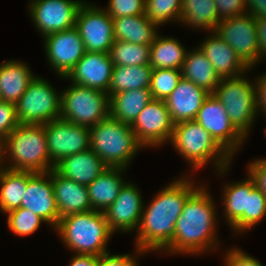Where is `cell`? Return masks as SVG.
Instances as JSON below:
<instances>
[{
	"mask_svg": "<svg viewBox=\"0 0 266 266\" xmlns=\"http://www.w3.org/2000/svg\"><path fill=\"white\" fill-rule=\"evenodd\" d=\"M75 28L87 52L109 53L115 38L113 18L105 8L84 1L77 13Z\"/></svg>",
	"mask_w": 266,
	"mask_h": 266,
	"instance_id": "obj_10",
	"label": "cell"
},
{
	"mask_svg": "<svg viewBox=\"0 0 266 266\" xmlns=\"http://www.w3.org/2000/svg\"><path fill=\"white\" fill-rule=\"evenodd\" d=\"M109 55L114 66L149 65L150 45L114 40Z\"/></svg>",
	"mask_w": 266,
	"mask_h": 266,
	"instance_id": "obj_34",
	"label": "cell"
},
{
	"mask_svg": "<svg viewBox=\"0 0 266 266\" xmlns=\"http://www.w3.org/2000/svg\"><path fill=\"white\" fill-rule=\"evenodd\" d=\"M266 216V195L255 186L252 179V193L248 203V231Z\"/></svg>",
	"mask_w": 266,
	"mask_h": 266,
	"instance_id": "obj_38",
	"label": "cell"
},
{
	"mask_svg": "<svg viewBox=\"0 0 266 266\" xmlns=\"http://www.w3.org/2000/svg\"><path fill=\"white\" fill-rule=\"evenodd\" d=\"M108 116L107 93L73 83L62 91L61 119L90 128Z\"/></svg>",
	"mask_w": 266,
	"mask_h": 266,
	"instance_id": "obj_8",
	"label": "cell"
},
{
	"mask_svg": "<svg viewBox=\"0 0 266 266\" xmlns=\"http://www.w3.org/2000/svg\"><path fill=\"white\" fill-rule=\"evenodd\" d=\"M114 64L109 53L85 52L65 77L71 83L100 90L108 94Z\"/></svg>",
	"mask_w": 266,
	"mask_h": 266,
	"instance_id": "obj_19",
	"label": "cell"
},
{
	"mask_svg": "<svg viewBox=\"0 0 266 266\" xmlns=\"http://www.w3.org/2000/svg\"><path fill=\"white\" fill-rule=\"evenodd\" d=\"M174 125L166 102L152 99L131 124V128L144 147H158L170 142Z\"/></svg>",
	"mask_w": 266,
	"mask_h": 266,
	"instance_id": "obj_14",
	"label": "cell"
},
{
	"mask_svg": "<svg viewBox=\"0 0 266 266\" xmlns=\"http://www.w3.org/2000/svg\"><path fill=\"white\" fill-rule=\"evenodd\" d=\"M7 214L8 229L18 236H28L36 232L45 222L38 215L26 208H18Z\"/></svg>",
	"mask_w": 266,
	"mask_h": 266,
	"instance_id": "obj_37",
	"label": "cell"
},
{
	"mask_svg": "<svg viewBox=\"0 0 266 266\" xmlns=\"http://www.w3.org/2000/svg\"><path fill=\"white\" fill-rule=\"evenodd\" d=\"M55 232L74 254L94 256L109 252L107 245L114 234L104 213L95 210L59 219Z\"/></svg>",
	"mask_w": 266,
	"mask_h": 266,
	"instance_id": "obj_5",
	"label": "cell"
},
{
	"mask_svg": "<svg viewBox=\"0 0 266 266\" xmlns=\"http://www.w3.org/2000/svg\"><path fill=\"white\" fill-rule=\"evenodd\" d=\"M124 168L108 167L102 174L87 185L91 207L104 212L117 198L122 186L126 183L121 175Z\"/></svg>",
	"mask_w": 266,
	"mask_h": 266,
	"instance_id": "obj_26",
	"label": "cell"
},
{
	"mask_svg": "<svg viewBox=\"0 0 266 266\" xmlns=\"http://www.w3.org/2000/svg\"><path fill=\"white\" fill-rule=\"evenodd\" d=\"M215 32L220 36L240 59L250 68L258 66V39L255 17L243 14L233 18L222 19Z\"/></svg>",
	"mask_w": 266,
	"mask_h": 266,
	"instance_id": "obj_12",
	"label": "cell"
},
{
	"mask_svg": "<svg viewBox=\"0 0 266 266\" xmlns=\"http://www.w3.org/2000/svg\"><path fill=\"white\" fill-rule=\"evenodd\" d=\"M182 0H146L145 15L157 26L181 19Z\"/></svg>",
	"mask_w": 266,
	"mask_h": 266,
	"instance_id": "obj_35",
	"label": "cell"
},
{
	"mask_svg": "<svg viewBox=\"0 0 266 266\" xmlns=\"http://www.w3.org/2000/svg\"><path fill=\"white\" fill-rule=\"evenodd\" d=\"M245 7L255 18H266V0H245Z\"/></svg>",
	"mask_w": 266,
	"mask_h": 266,
	"instance_id": "obj_47",
	"label": "cell"
},
{
	"mask_svg": "<svg viewBox=\"0 0 266 266\" xmlns=\"http://www.w3.org/2000/svg\"><path fill=\"white\" fill-rule=\"evenodd\" d=\"M144 252L136 248V256L129 254H111L110 252L104 253L99 256L98 266H138L137 258L143 255ZM138 256V257H137Z\"/></svg>",
	"mask_w": 266,
	"mask_h": 266,
	"instance_id": "obj_42",
	"label": "cell"
},
{
	"mask_svg": "<svg viewBox=\"0 0 266 266\" xmlns=\"http://www.w3.org/2000/svg\"><path fill=\"white\" fill-rule=\"evenodd\" d=\"M38 75L28 85L25 93L15 104L20 124L44 125L60 118L61 93Z\"/></svg>",
	"mask_w": 266,
	"mask_h": 266,
	"instance_id": "obj_9",
	"label": "cell"
},
{
	"mask_svg": "<svg viewBox=\"0 0 266 266\" xmlns=\"http://www.w3.org/2000/svg\"><path fill=\"white\" fill-rule=\"evenodd\" d=\"M52 185L59 219L93 210L87 186L64 178L52 169Z\"/></svg>",
	"mask_w": 266,
	"mask_h": 266,
	"instance_id": "obj_23",
	"label": "cell"
},
{
	"mask_svg": "<svg viewBox=\"0 0 266 266\" xmlns=\"http://www.w3.org/2000/svg\"><path fill=\"white\" fill-rule=\"evenodd\" d=\"M22 61L9 60L0 64V100L16 104L36 76Z\"/></svg>",
	"mask_w": 266,
	"mask_h": 266,
	"instance_id": "obj_25",
	"label": "cell"
},
{
	"mask_svg": "<svg viewBox=\"0 0 266 266\" xmlns=\"http://www.w3.org/2000/svg\"><path fill=\"white\" fill-rule=\"evenodd\" d=\"M28 10L42 37L75 27L83 0H30Z\"/></svg>",
	"mask_w": 266,
	"mask_h": 266,
	"instance_id": "obj_13",
	"label": "cell"
},
{
	"mask_svg": "<svg viewBox=\"0 0 266 266\" xmlns=\"http://www.w3.org/2000/svg\"><path fill=\"white\" fill-rule=\"evenodd\" d=\"M0 165L10 170L34 173L54 169L44 125L19 124L0 144Z\"/></svg>",
	"mask_w": 266,
	"mask_h": 266,
	"instance_id": "obj_3",
	"label": "cell"
},
{
	"mask_svg": "<svg viewBox=\"0 0 266 266\" xmlns=\"http://www.w3.org/2000/svg\"><path fill=\"white\" fill-rule=\"evenodd\" d=\"M182 78L178 69H154L151 75L150 91L153 99L166 100Z\"/></svg>",
	"mask_w": 266,
	"mask_h": 266,
	"instance_id": "obj_36",
	"label": "cell"
},
{
	"mask_svg": "<svg viewBox=\"0 0 266 266\" xmlns=\"http://www.w3.org/2000/svg\"><path fill=\"white\" fill-rule=\"evenodd\" d=\"M233 158L246 138L234 127L223 104L210 93L194 119Z\"/></svg>",
	"mask_w": 266,
	"mask_h": 266,
	"instance_id": "obj_11",
	"label": "cell"
},
{
	"mask_svg": "<svg viewBox=\"0 0 266 266\" xmlns=\"http://www.w3.org/2000/svg\"><path fill=\"white\" fill-rule=\"evenodd\" d=\"M191 177L184 175L174 179L143 208L135 231L137 249L145 254L155 251L161 253L171 243L175 236L176 221L185 202L199 188Z\"/></svg>",
	"mask_w": 266,
	"mask_h": 266,
	"instance_id": "obj_1",
	"label": "cell"
},
{
	"mask_svg": "<svg viewBox=\"0 0 266 266\" xmlns=\"http://www.w3.org/2000/svg\"><path fill=\"white\" fill-rule=\"evenodd\" d=\"M50 161L55 165L62 158L90 148L89 128L61 118L44 124Z\"/></svg>",
	"mask_w": 266,
	"mask_h": 266,
	"instance_id": "obj_15",
	"label": "cell"
},
{
	"mask_svg": "<svg viewBox=\"0 0 266 266\" xmlns=\"http://www.w3.org/2000/svg\"><path fill=\"white\" fill-rule=\"evenodd\" d=\"M258 39V63L266 59V18H255Z\"/></svg>",
	"mask_w": 266,
	"mask_h": 266,
	"instance_id": "obj_45",
	"label": "cell"
},
{
	"mask_svg": "<svg viewBox=\"0 0 266 266\" xmlns=\"http://www.w3.org/2000/svg\"><path fill=\"white\" fill-rule=\"evenodd\" d=\"M257 77L258 78L255 79V85L258 114L261 110V112H263V114L265 113L264 115L266 116V72Z\"/></svg>",
	"mask_w": 266,
	"mask_h": 266,
	"instance_id": "obj_46",
	"label": "cell"
},
{
	"mask_svg": "<svg viewBox=\"0 0 266 266\" xmlns=\"http://www.w3.org/2000/svg\"><path fill=\"white\" fill-rule=\"evenodd\" d=\"M246 253L240 248H230L224 255L225 266H263L258 259Z\"/></svg>",
	"mask_w": 266,
	"mask_h": 266,
	"instance_id": "obj_43",
	"label": "cell"
},
{
	"mask_svg": "<svg viewBox=\"0 0 266 266\" xmlns=\"http://www.w3.org/2000/svg\"><path fill=\"white\" fill-rule=\"evenodd\" d=\"M170 143L193 171L212 161L215 172L222 176L233 159L195 120L175 124Z\"/></svg>",
	"mask_w": 266,
	"mask_h": 266,
	"instance_id": "obj_4",
	"label": "cell"
},
{
	"mask_svg": "<svg viewBox=\"0 0 266 266\" xmlns=\"http://www.w3.org/2000/svg\"><path fill=\"white\" fill-rule=\"evenodd\" d=\"M245 73L237 77L221 78L212 93L224 106L234 127L245 137L257 119L256 85Z\"/></svg>",
	"mask_w": 266,
	"mask_h": 266,
	"instance_id": "obj_7",
	"label": "cell"
},
{
	"mask_svg": "<svg viewBox=\"0 0 266 266\" xmlns=\"http://www.w3.org/2000/svg\"><path fill=\"white\" fill-rule=\"evenodd\" d=\"M69 262V266H98L99 256L74 254Z\"/></svg>",
	"mask_w": 266,
	"mask_h": 266,
	"instance_id": "obj_48",
	"label": "cell"
},
{
	"mask_svg": "<svg viewBox=\"0 0 266 266\" xmlns=\"http://www.w3.org/2000/svg\"><path fill=\"white\" fill-rule=\"evenodd\" d=\"M30 171H16L0 165V210L8 213L21 207Z\"/></svg>",
	"mask_w": 266,
	"mask_h": 266,
	"instance_id": "obj_31",
	"label": "cell"
},
{
	"mask_svg": "<svg viewBox=\"0 0 266 266\" xmlns=\"http://www.w3.org/2000/svg\"><path fill=\"white\" fill-rule=\"evenodd\" d=\"M209 94L192 81L181 78L176 88L165 100L173 123L194 120Z\"/></svg>",
	"mask_w": 266,
	"mask_h": 266,
	"instance_id": "obj_21",
	"label": "cell"
},
{
	"mask_svg": "<svg viewBox=\"0 0 266 266\" xmlns=\"http://www.w3.org/2000/svg\"><path fill=\"white\" fill-rule=\"evenodd\" d=\"M89 136L90 148L111 168L126 169L138 151L144 148L131 124L110 116L90 127Z\"/></svg>",
	"mask_w": 266,
	"mask_h": 266,
	"instance_id": "obj_6",
	"label": "cell"
},
{
	"mask_svg": "<svg viewBox=\"0 0 266 266\" xmlns=\"http://www.w3.org/2000/svg\"><path fill=\"white\" fill-rule=\"evenodd\" d=\"M247 175H249L255 186L266 195V159H256L247 166Z\"/></svg>",
	"mask_w": 266,
	"mask_h": 266,
	"instance_id": "obj_44",
	"label": "cell"
},
{
	"mask_svg": "<svg viewBox=\"0 0 266 266\" xmlns=\"http://www.w3.org/2000/svg\"><path fill=\"white\" fill-rule=\"evenodd\" d=\"M199 188L187 199L175 224V236L163 254H204L218 249L217 209L207 187Z\"/></svg>",
	"mask_w": 266,
	"mask_h": 266,
	"instance_id": "obj_2",
	"label": "cell"
},
{
	"mask_svg": "<svg viewBox=\"0 0 266 266\" xmlns=\"http://www.w3.org/2000/svg\"><path fill=\"white\" fill-rule=\"evenodd\" d=\"M19 124L15 104L0 100V144Z\"/></svg>",
	"mask_w": 266,
	"mask_h": 266,
	"instance_id": "obj_40",
	"label": "cell"
},
{
	"mask_svg": "<svg viewBox=\"0 0 266 266\" xmlns=\"http://www.w3.org/2000/svg\"><path fill=\"white\" fill-rule=\"evenodd\" d=\"M152 71L150 65L114 66L108 96L132 89H149Z\"/></svg>",
	"mask_w": 266,
	"mask_h": 266,
	"instance_id": "obj_33",
	"label": "cell"
},
{
	"mask_svg": "<svg viewBox=\"0 0 266 266\" xmlns=\"http://www.w3.org/2000/svg\"><path fill=\"white\" fill-rule=\"evenodd\" d=\"M140 192L133 182L127 181L112 205L103 212L113 233L137 231L145 207Z\"/></svg>",
	"mask_w": 266,
	"mask_h": 266,
	"instance_id": "obj_17",
	"label": "cell"
},
{
	"mask_svg": "<svg viewBox=\"0 0 266 266\" xmlns=\"http://www.w3.org/2000/svg\"><path fill=\"white\" fill-rule=\"evenodd\" d=\"M220 78L237 77L251 69L217 33L211 32L198 46Z\"/></svg>",
	"mask_w": 266,
	"mask_h": 266,
	"instance_id": "obj_22",
	"label": "cell"
},
{
	"mask_svg": "<svg viewBox=\"0 0 266 266\" xmlns=\"http://www.w3.org/2000/svg\"><path fill=\"white\" fill-rule=\"evenodd\" d=\"M44 38L46 58L58 78H64L84 56L86 50L78 30L73 27L68 30L50 33Z\"/></svg>",
	"mask_w": 266,
	"mask_h": 266,
	"instance_id": "obj_16",
	"label": "cell"
},
{
	"mask_svg": "<svg viewBox=\"0 0 266 266\" xmlns=\"http://www.w3.org/2000/svg\"><path fill=\"white\" fill-rule=\"evenodd\" d=\"M146 0H109L105 7L112 18L145 14Z\"/></svg>",
	"mask_w": 266,
	"mask_h": 266,
	"instance_id": "obj_39",
	"label": "cell"
},
{
	"mask_svg": "<svg viewBox=\"0 0 266 266\" xmlns=\"http://www.w3.org/2000/svg\"><path fill=\"white\" fill-rule=\"evenodd\" d=\"M219 19L246 14L245 0H214Z\"/></svg>",
	"mask_w": 266,
	"mask_h": 266,
	"instance_id": "obj_41",
	"label": "cell"
},
{
	"mask_svg": "<svg viewBox=\"0 0 266 266\" xmlns=\"http://www.w3.org/2000/svg\"><path fill=\"white\" fill-rule=\"evenodd\" d=\"M107 168L102 159L89 148L62 158L55 164L54 170L64 178L87 186Z\"/></svg>",
	"mask_w": 266,
	"mask_h": 266,
	"instance_id": "obj_24",
	"label": "cell"
},
{
	"mask_svg": "<svg viewBox=\"0 0 266 266\" xmlns=\"http://www.w3.org/2000/svg\"><path fill=\"white\" fill-rule=\"evenodd\" d=\"M223 215L235 234L248 231V203L252 193V178L226 184L222 191Z\"/></svg>",
	"mask_w": 266,
	"mask_h": 266,
	"instance_id": "obj_20",
	"label": "cell"
},
{
	"mask_svg": "<svg viewBox=\"0 0 266 266\" xmlns=\"http://www.w3.org/2000/svg\"><path fill=\"white\" fill-rule=\"evenodd\" d=\"M21 207L32 211L54 229L59 222V210L53 193L52 170L34 173L27 181Z\"/></svg>",
	"mask_w": 266,
	"mask_h": 266,
	"instance_id": "obj_18",
	"label": "cell"
},
{
	"mask_svg": "<svg viewBox=\"0 0 266 266\" xmlns=\"http://www.w3.org/2000/svg\"><path fill=\"white\" fill-rule=\"evenodd\" d=\"M187 50L178 39L157 34L150 45L149 65L154 69L181 70Z\"/></svg>",
	"mask_w": 266,
	"mask_h": 266,
	"instance_id": "obj_30",
	"label": "cell"
},
{
	"mask_svg": "<svg viewBox=\"0 0 266 266\" xmlns=\"http://www.w3.org/2000/svg\"><path fill=\"white\" fill-rule=\"evenodd\" d=\"M158 26L145 14L113 18L115 40L151 45L155 39Z\"/></svg>",
	"mask_w": 266,
	"mask_h": 266,
	"instance_id": "obj_27",
	"label": "cell"
},
{
	"mask_svg": "<svg viewBox=\"0 0 266 266\" xmlns=\"http://www.w3.org/2000/svg\"><path fill=\"white\" fill-rule=\"evenodd\" d=\"M152 99L151 91L147 88L115 93L109 97V116L122 123L132 124Z\"/></svg>",
	"mask_w": 266,
	"mask_h": 266,
	"instance_id": "obj_28",
	"label": "cell"
},
{
	"mask_svg": "<svg viewBox=\"0 0 266 266\" xmlns=\"http://www.w3.org/2000/svg\"><path fill=\"white\" fill-rule=\"evenodd\" d=\"M220 21L214 0H182L180 22L191 29L214 32Z\"/></svg>",
	"mask_w": 266,
	"mask_h": 266,
	"instance_id": "obj_32",
	"label": "cell"
},
{
	"mask_svg": "<svg viewBox=\"0 0 266 266\" xmlns=\"http://www.w3.org/2000/svg\"><path fill=\"white\" fill-rule=\"evenodd\" d=\"M181 74L182 78L192 81L209 93L215 91L221 80L213 65L199 47L187 51Z\"/></svg>",
	"mask_w": 266,
	"mask_h": 266,
	"instance_id": "obj_29",
	"label": "cell"
}]
</instances>
